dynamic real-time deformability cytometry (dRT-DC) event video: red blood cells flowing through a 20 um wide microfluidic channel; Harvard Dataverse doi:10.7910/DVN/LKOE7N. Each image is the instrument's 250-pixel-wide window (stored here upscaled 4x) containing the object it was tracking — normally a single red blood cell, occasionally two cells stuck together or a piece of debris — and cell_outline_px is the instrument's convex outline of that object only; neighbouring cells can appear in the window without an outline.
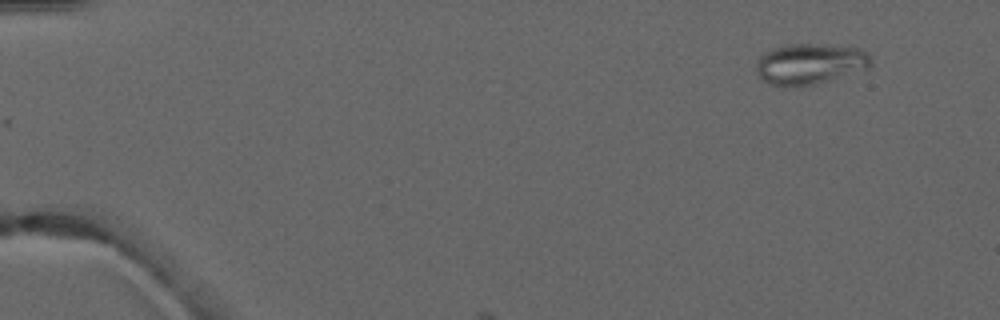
{"species": "common noctule bat (a hibernating species)", "species_latin": "Nyctalus noctula", "temperature_condition": "warm", "stored_images_in_passage": 4, "camera_frame_rate_fps": 3000, "um_per_image_px": 0.085, "animal": {"sex": "male", "forearm_length_mm": 52.5}, "frame": {"image": 1, "passage_image": 1, "time_ms": 0.0, "image_size_px": [1000, 320], "cell_outline_px": [[872, 64], [868, 68], [816, 84], [768, 84], [756, 72], [756, 64], [760, 56], [764, 52], [772, 48], [784, 44], [828, 44], [860, 48], [868, 52], [872, 60]], "centroid_in_image_um": [68.87, 5.38], "position_along_channel_um": 16.1, "area_um2": 27.05}}